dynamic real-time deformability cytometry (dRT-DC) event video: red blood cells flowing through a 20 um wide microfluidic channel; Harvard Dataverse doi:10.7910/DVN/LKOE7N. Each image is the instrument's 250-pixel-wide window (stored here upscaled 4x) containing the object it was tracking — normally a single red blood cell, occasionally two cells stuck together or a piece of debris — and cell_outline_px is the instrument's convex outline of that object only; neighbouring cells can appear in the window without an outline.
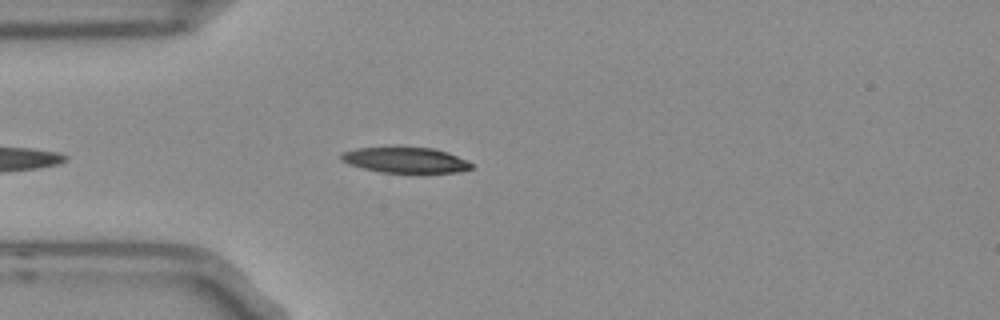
{"species": "Egyptian fruit bat (a non-hibernating species)", "species_latin": "Rousettus aegyptiacus", "temperature_condition": "room temperature", "stored_images_in_passage": 42, "camera_frame_rate_fps": 3000, "um_per_image_px": 0.085, "frame": {"image": 1, "passage_image": 5, "time_ms": 1.333, "image_size_px": [1000, 320], "cell_outline_px": [[472, 168], [460, 172], [380, 172], [360, 168], [348, 164], [340, 160], [340, 156], [344, 152], [356, 148], [396, 144], [432, 148], [448, 152], [468, 160], [472, 164]], "centroid_in_image_um": [34.41, 13.55], "position_along_channel_um": 50.6, "area_um2": 20.29}}
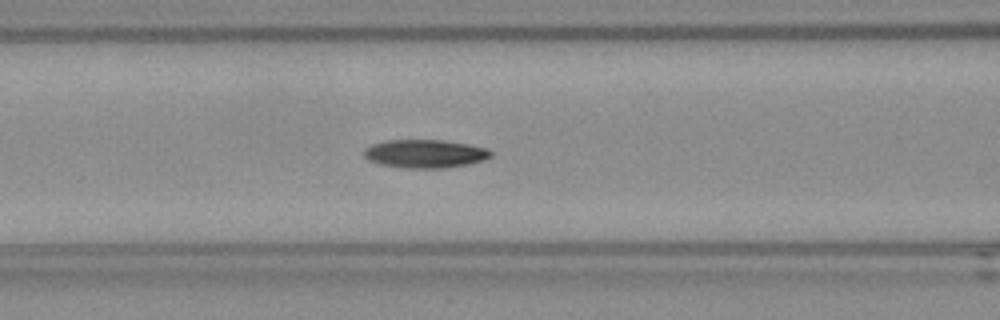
{"frame": {"image": 2, "passage_image": 12, "time_ms": 3.667, "image_size_px": [1000, 320], "cell_outline_px": [[492, 156], [484, 160], [464, 164], [440, 168], [408, 168], [380, 164], [368, 160], [364, 156], [364, 148], [372, 144], [388, 140], [444, 140], [468, 144], [488, 148], [492, 152]], "centroid_in_image_um": [36.12, 13.05], "position_along_channel_um": 130.5, "area_um2": 20.81}}
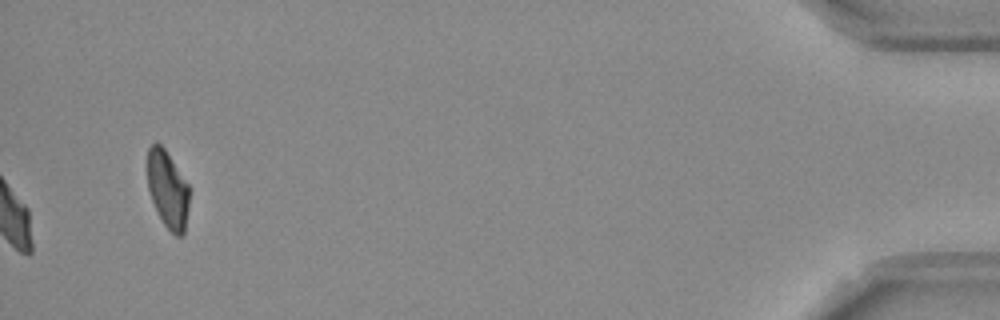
{"frame": {"image": 3, "passage_image": 42, "time_ms": 13.667, "image_size_px": [1000, 320], "cell_outline_px": [[188, 208], [184, 232], [180, 236], [176, 236], [164, 224], [152, 200], [148, 188], [148, 148], [152, 144], [160, 144], [164, 148], [188, 184]], "centroid_in_image_um": [14.25, 16.1], "position_along_channel_um": 420.9, "area_um2": 18.32}, "authors_computed_cell_mechanics": {"area_um2": 20.1433, "velocity_mm_per_s": 3.7582, "shape_relaxation_time_tau1_ms": 6.9329, "shape_relaxation_time_tau2_ms": 6.1997, "deformation_change_tau1": 0.149, "deformation_change_tau2": 0.1557}}